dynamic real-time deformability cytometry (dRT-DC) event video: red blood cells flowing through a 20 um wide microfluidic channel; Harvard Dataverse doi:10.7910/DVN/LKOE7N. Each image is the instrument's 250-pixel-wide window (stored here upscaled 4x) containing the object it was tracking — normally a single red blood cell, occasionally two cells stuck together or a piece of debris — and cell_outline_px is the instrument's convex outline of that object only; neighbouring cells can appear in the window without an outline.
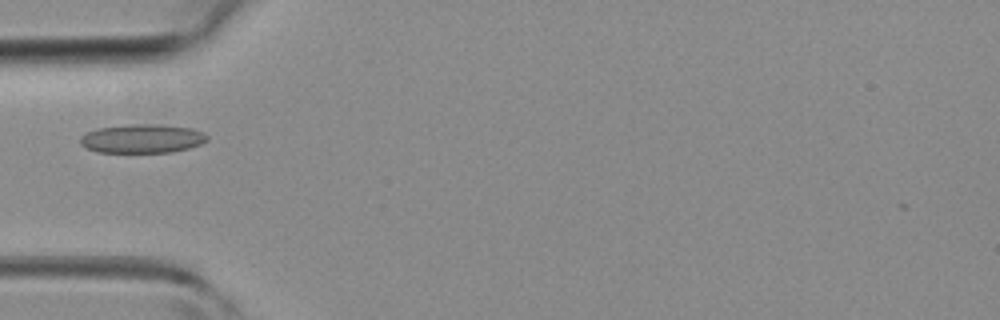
{"species": "common noctule bat (a hibernating species)", "species_latin": "Nyctalus noctula", "temperature_condition": "room temperature", "stored_images_in_passage": 28, "camera_frame_rate_fps": 3000, "um_per_image_px": 0.085, "animal": {"sex": "female", "body_mass_g": 19.3, "forearm_length_mm": 54.1}, "frame": {"image": 1, "passage_image": 1, "time_ms": 0.0, "image_size_px": [1000, 320], "cell_outline_px": [[208, 140], [200, 144], [188, 148], [172, 152], [96, 152], [80, 144], [80, 136], [96, 128], [128, 124], [156, 124], [192, 128], [204, 132], [208, 136]], "centroid_in_image_um": [12.09, 11.77], "position_along_channel_um": 72.9, "area_um2": 21.39}}
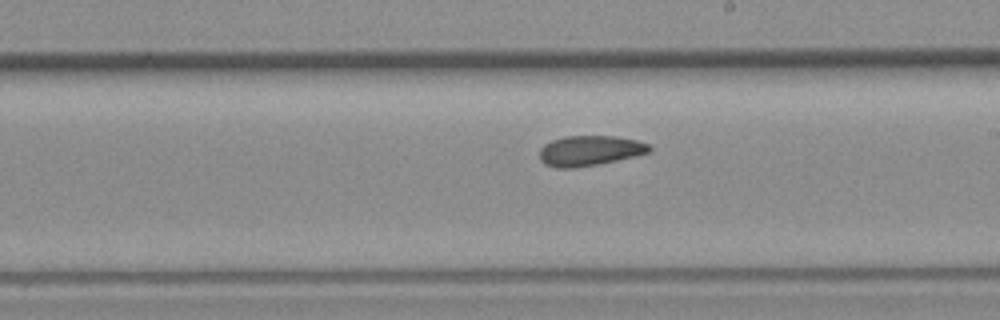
{"frame": {"image": 2, "passage_image": 12, "time_ms": 3.667, "image_size_px": [1000, 320], "cell_outline_px": [[652, 152], [636, 156], [596, 164], [572, 168], [556, 168], [544, 164], [540, 160], [540, 148], [544, 144], [552, 140], [564, 136], [616, 136], [636, 140], [648, 144], [652, 148]], "centroid_in_image_um": [50.12, 12.8], "position_along_channel_um": 238.9, "area_um2": 19.36}}
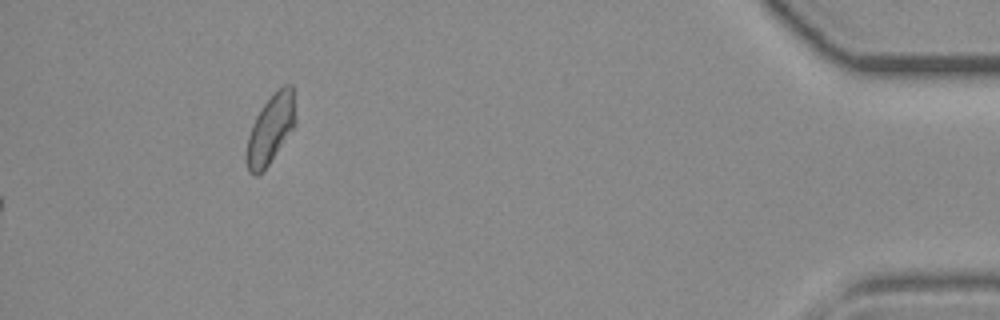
{"frame": {"image": 3, "passage_image": 28, "time_ms": 9.0, "image_size_px": [1000, 320], "cell_outline_px": [[296, 120], [292, 128], [268, 164], [256, 176], [248, 172], [248, 136], [252, 124], [256, 116], [264, 104], [284, 84], [292, 84]], "centroid_in_image_um": [23.01, 10.93], "position_along_channel_um": 412.2, "area_um2": 18.73}}